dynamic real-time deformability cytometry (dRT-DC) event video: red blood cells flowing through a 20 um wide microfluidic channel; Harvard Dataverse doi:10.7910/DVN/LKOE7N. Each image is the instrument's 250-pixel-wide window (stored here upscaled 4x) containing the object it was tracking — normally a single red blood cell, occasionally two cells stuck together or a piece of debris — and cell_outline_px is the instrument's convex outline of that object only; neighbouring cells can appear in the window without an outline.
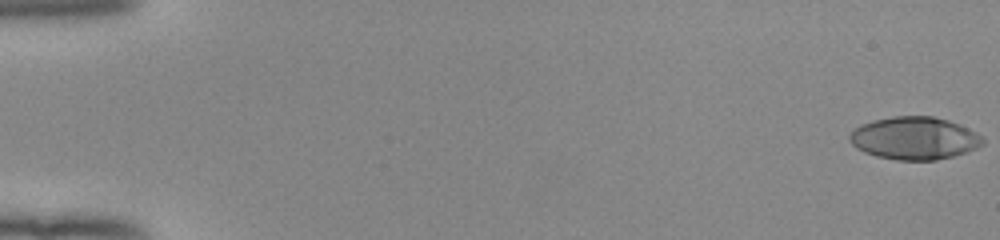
{"species": "human", "species_latin": "Homo sapiens", "temperature_condition": "room temperature", "stored_images_in_passage": 53, "camera_frame_rate_fps": 3000, "um_per_image_px": 0.085, "donor": {"sex": "female"}, "frame": {"image": 1, "passage_image": 1, "time_ms": 0.0, "image_size_px": [1000, 240], "cell_outline_px": [[984, 144], [968, 152], [936, 160], [896, 160], [876, 156], [864, 152], [856, 148], [848, 140], [848, 136], [860, 124], [872, 120], [892, 116], [932, 116], [948, 120], [960, 124], [976, 132], [984, 140]], "centroid_in_image_um": [77.71, 11.74], "position_along_channel_um": 7.3, "area_um2": 33.29}}
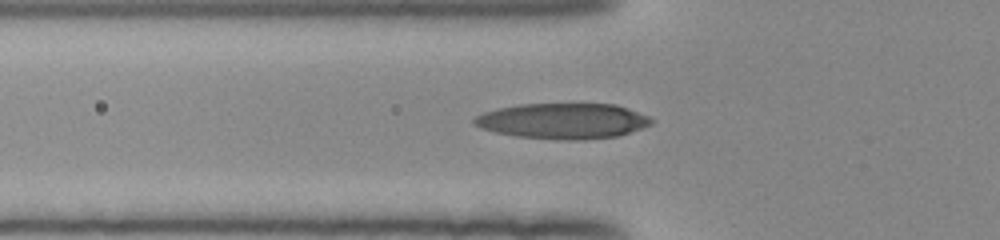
{"frame": {"image": 2, "passage_image": 20, "time_ms": 6.333, "image_size_px": [1000, 240], "cell_outline_px": [[656, 120], [652, 124], [616, 136], [584, 140], [556, 140], [516, 136], [492, 132], [480, 128], [472, 124], [472, 120], [476, 116], [484, 112], [496, 108], [520, 104], [616, 104], [628, 108], [648, 116]], "centroid_in_image_um": [47.81, 10.29], "position_along_channel_um": 78.0, "area_um2": 36.99}}
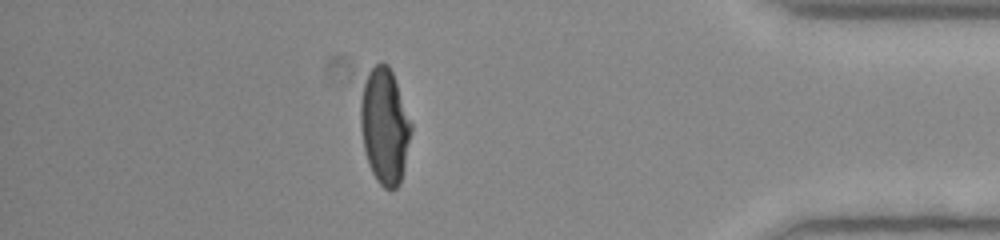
{"frame": {"image": 3, "passage_image": 47, "time_ms": 15.333, "image_size_px": [1000, 240], "cell_outline_px": [[412, 128], [404, 168], [400, 184], [396, 188], [384, 188], [376, 180], [368, 164], [364, 148], [360, 124], [360, 100], [364, 84], [368, 72], [376, 64], [388, 64], [392, 72], [412, 124]], "centroid_in_image_um": [32.69, 10.74], "position_along_channel_um": 402.5, "area_um2": 33.81}, "authors_computed_cell_mechanics": {"area_um2": 33.8708, "velocity_mm_per_s": 3.9865, "shape_relaxation_time_tau1_ms": 5.2368, "shape_relaxation_time_tau2_ms": 1.2003, "deformation_change_tau1": 0.2281, "deformation_change_tau2": 0.0637}}